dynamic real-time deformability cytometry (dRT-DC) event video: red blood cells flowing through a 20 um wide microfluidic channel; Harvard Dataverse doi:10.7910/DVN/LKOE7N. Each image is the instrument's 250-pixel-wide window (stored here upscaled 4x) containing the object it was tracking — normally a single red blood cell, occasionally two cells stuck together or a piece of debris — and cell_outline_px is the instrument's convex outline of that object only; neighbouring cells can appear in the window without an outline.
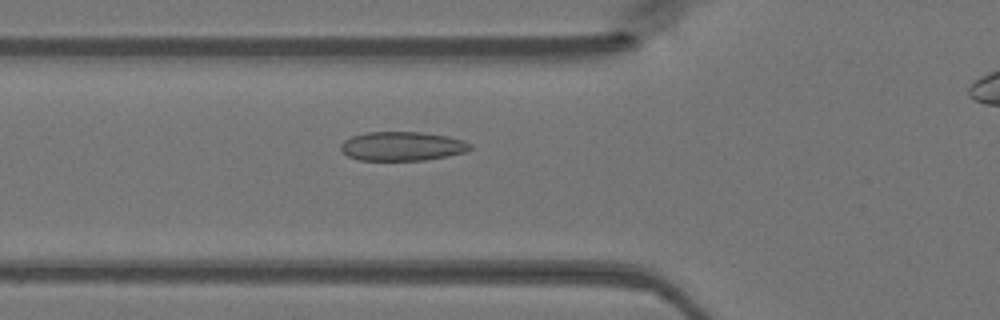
{"species": "Egyptian fruit bat (a non-hibernating species)", "species_latin": "Rousettus aegyptiacus", "temperature_condition": "warm", "stored_images_in_passage": 28, "camera_frame_rate_fps": 3000, "um_per_image_px": 0.085, "animal": {"sex": "female"}, "frame": {"image": 1, "passage_image": 3, "time_ms": 0.667, "image_size_px": [1000, 320], "cell_outline_px": [[472, 148], [464, 152], [448, 156], [424, 160], [356, 160], [348, 156], [340, 148], [340, 144], [344, 140], [352, 136], [364, 132], [420, 132], [448, 136], [464, 140], [472, 144]], "centroid_in_image_um": [34.18, 12.42], "position_along_channel_um": 91.6, "area_um2": 22.02}}
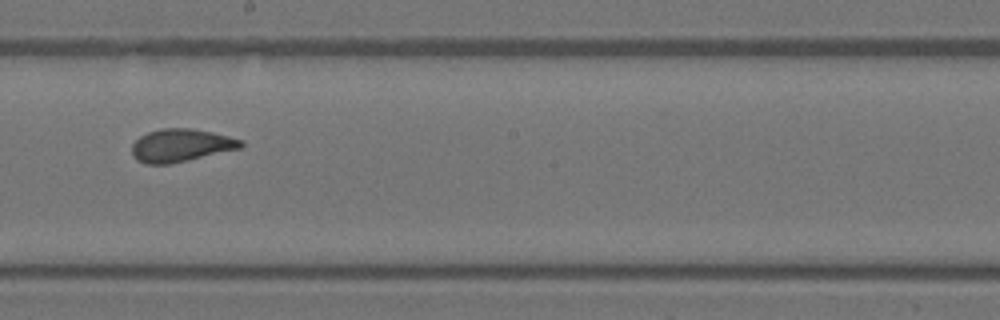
{"frame": {"image": 2, "passage_image": 13, "time_ms": 4.0, "image_size_px": [1000, 320], "cell_outline_px": [[244, 144], [240, 148], [188, 160], [168, 164], [144, 164], [136, 160], [132, 156], [132, 144], [140, 136], [148, 132], [164, 128], [192, 128], [212, 132], [244, 140]], "centroid_in_image_um": [15.36, 12.36], "position_along_channel_um": 232.8, "area_um2": 20.87}}
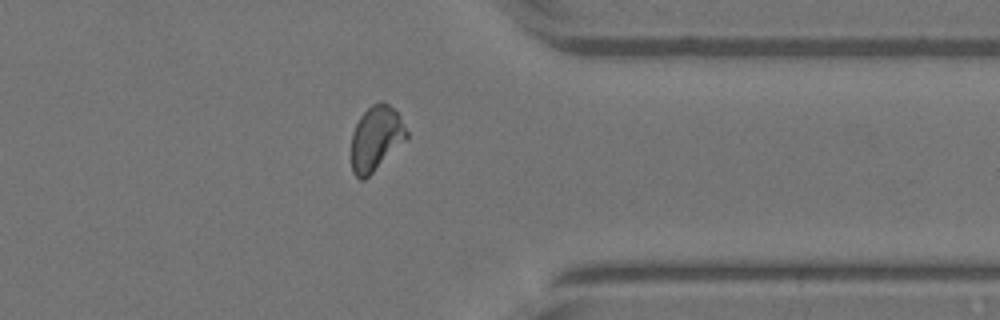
{"frame": {"image": 3, "passage_image": 24, "time_ms": 7.667, "image_size_px": [1000, 320], "cell_outline_px": [[408, 136], [364, 180], [360, 180], [352, 172], [352, 132], [360, 116], [372, 104], [380, 100], [388, 104], [396, 112], [408, 132]], "centroid_in_image_um": [31.92, 11.74], "position_along_channel_um": 379.5, "area_um2": 20.29}}